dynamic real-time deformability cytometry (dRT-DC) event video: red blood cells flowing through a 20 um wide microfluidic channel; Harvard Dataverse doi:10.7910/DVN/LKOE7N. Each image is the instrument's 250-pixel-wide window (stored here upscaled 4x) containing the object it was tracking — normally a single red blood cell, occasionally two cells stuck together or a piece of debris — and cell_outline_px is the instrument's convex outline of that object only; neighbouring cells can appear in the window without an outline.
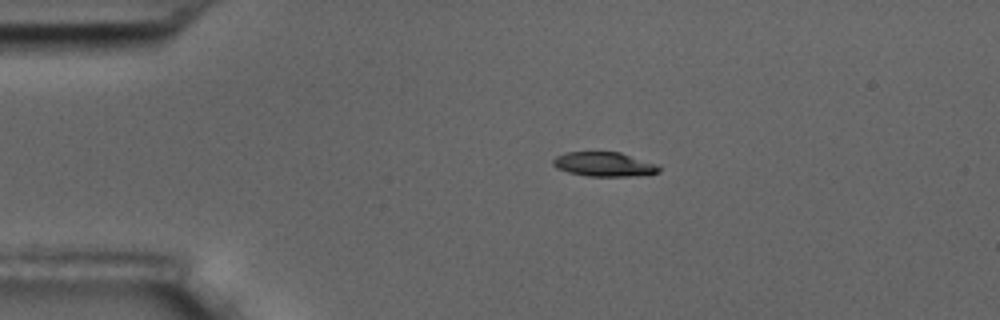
{"species": "common noctule bat (a hibernating species)", "species_latin": "Nyctalus noctula", "temperature_condition": "room temperature", "stored_images_in_passage": 8, "camera_frame_rate_fps": 3000, "um_per_image_px": 0.085, "animal": {"sex": "male", "body_mass_g": 17.5, "forearm_length_mm": 52.3}, "frame": {"image": 1, "passage_image": 3, "time_ms": 2.333, "image_size_px": [1000, 320], "cell_outline_px": [[660, 172], [636, 176], [588, 176], [568, 172], [556, 168], [552, 164], [552, 160], [556, 156], [564, 152], [620, 152], [660, 164]], "centroid_in_image_um": [51.37, 13.96], "position_along_channel_um": 33.6, "area_um2": 15.26}}
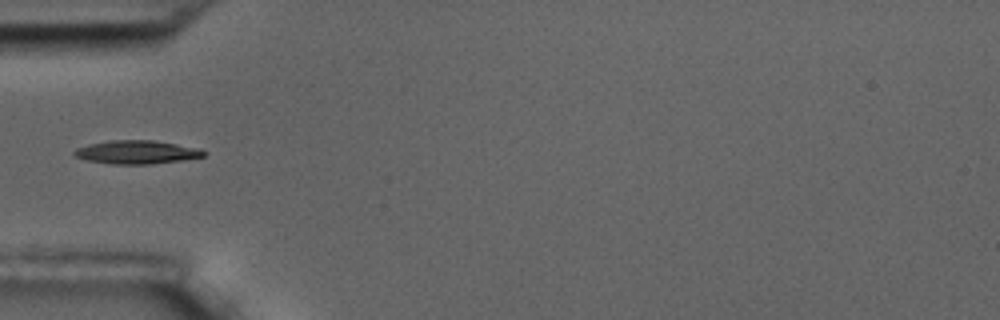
{"frame": {"image": 2, "passage_image": 5, "time_ms": 4.667, "image_size_px": [1000, 320], "cell_outline_px": [[204, 156], [184, 160], [152, 164], [112, 164], [88, 160], [76, 156], [72, 152], [76, 148], [88, 144], [108, 140], [152, 140], [200, 148], [204, 152]], "centroid_in_image_um": [11.61, 12.93], "position_along_channel_um": 73.4, "area_um2": 17.63}}
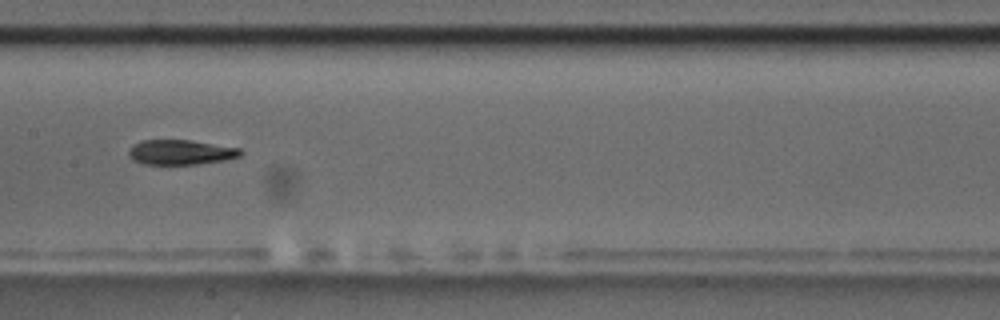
{"frame": {"image": 3, "passage_image": 8, "time_ms": 8.0, "image_size_px": [1000, 320], "cell_outline_px": [[244, 152], [240, 156], [228, 160], [196, 164], [144, 164], [132, 160], [128, 156], [128, 152], [132, 144], [140, 140], [188, 140], [240, 148]], "centroid_in_image_um": [15.34, 12.94], "position_along_channel_um": 192.1, "area_um2": 16.36}}